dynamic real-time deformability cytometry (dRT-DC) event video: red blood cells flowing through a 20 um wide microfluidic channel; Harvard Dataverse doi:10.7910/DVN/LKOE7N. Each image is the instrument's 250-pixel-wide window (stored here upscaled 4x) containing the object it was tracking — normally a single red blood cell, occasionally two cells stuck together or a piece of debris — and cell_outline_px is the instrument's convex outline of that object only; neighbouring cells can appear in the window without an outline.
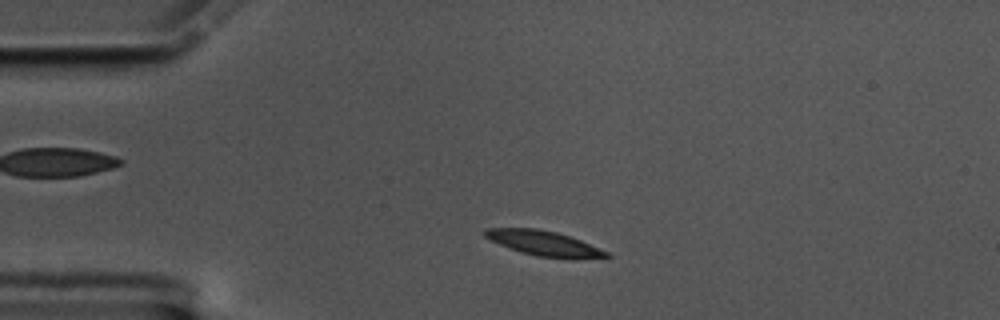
{"species": "common noctule bat (a hibernating species)", "species_latin": "Nyctalus noctula", "temperature_condition": "cold", "stored_images_in_passage": 51, "camera_frame_rate_fps": 3000, "um_per_image_px": 0.085, "animal": {"sex": "male", "body_mass_g": 17.5, "forearm_length_mm": 52.3}, "frame": {"image": 1, "passage_image": 6, "time_ms": 1.667, "image_size_px": [1000, 320], "cell_outline_px": [[612, 256], [536, 256], [520, 252], [508, 248], [484, 236], [484, 228], [536, 228], [556, 232], [580, 240], [608, 252]], "centroid_in_image_um": [46.08, 20.62], "position_along_channel_um": 38.9, "area_um2": 16.65}}
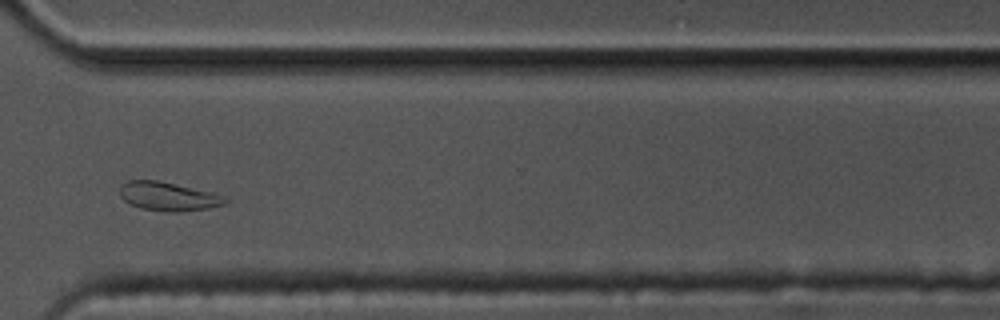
{"frame": {"image": 2, "passage_image": 36, "time_ms": 11.667, "image_size_px": [1000, 320], "cell_outline_px": [[228, 204], [208, 208], [180, 212], [164, 212], [140, 208], [128, 204], [120, 196], [120, 184], [128, 180], [156, 180], [212, 192], [228, 196]], "centroid_in_image_um": [14.32, 16.71], "position_along_channel_um": 356.3, "area_um2": 17.98}}
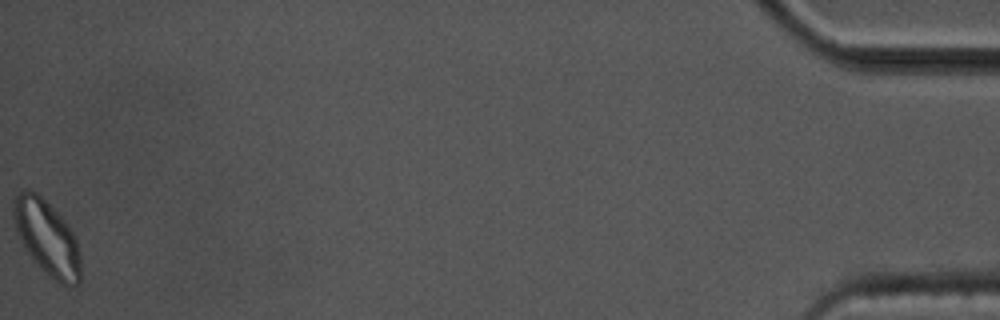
{"frame": {"image": 3, "passage_image": 51, "time_ms": 16.667, "image_size_px": [1000, 320], "cell_outline_px": [[80, 284], [60, 284], [32, 260], [24, 248], [16, 232], [12, 216], [12, 200], [20, 192], [28, 188], [36, 192], [68, 224], [76, 240], [80, 252]], "centroid_in_image_um": [3.96, 20.19], "position_along_channel_um": 431.2, "area_um2": 29.19}, "authors_computed_cell_mechanics": {"area_um2": 17.6868, "velocity_mm_per_s": 3.4764, "shape_relaxation_time_tau1_ms": 3.3306, "shape_relaxation_time_tau2_ms": null, "deformation_change_tau1": 0.1081, "deformation_change_tau2": null}}